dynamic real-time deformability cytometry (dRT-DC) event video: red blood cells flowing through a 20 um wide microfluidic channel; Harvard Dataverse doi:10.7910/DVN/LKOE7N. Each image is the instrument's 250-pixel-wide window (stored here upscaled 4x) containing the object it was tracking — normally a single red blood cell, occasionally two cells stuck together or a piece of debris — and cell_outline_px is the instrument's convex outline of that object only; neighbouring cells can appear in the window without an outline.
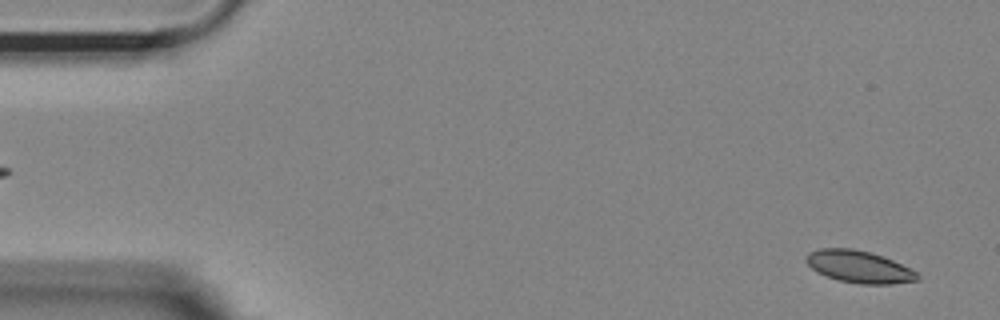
{"species": "Egyptian fruit bat (a non-hibernating species)", "species_latin": "Rousettus aegyptiacus", "temperature_condition": "room temperature", "stored_images_in_passage": 53, "camera_frame_rate_fps": 3000, "um_per_image_px": 0.085, "animal": {"sex": "female"}, "frame": {"image": 1, "passage_image": 2, "time_ms": 0.333, "image_size_px": [1000, 320], "cell_outline_px": [[920, 280], [892, 284], [860, 284], [836, 280], [816, 272], [804, 260], [808, 252], [820, 248], [852, 248], [868, 252], [892, 260], [916, 272], [920, 276]], "centroid_in_image_um": [72.98, 22.68], "position_along_channel_um": 12.0, "area_um2": 20.81}}
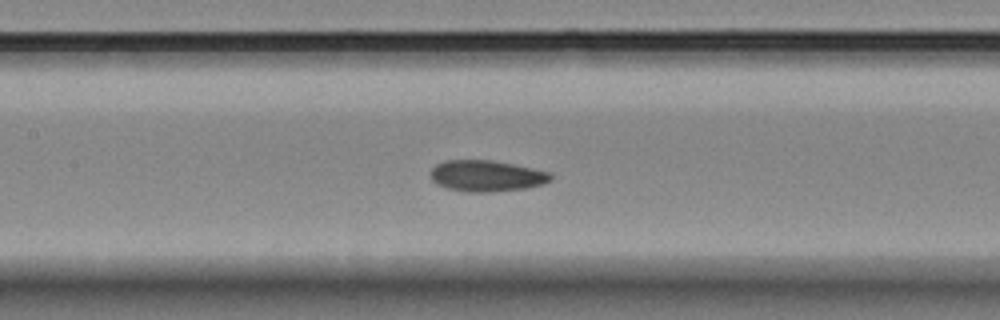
{"frame": {"image": 2, "passage_image": 24, "time_ms": 7.667, "image_size_px": [1000, 320], "cell_outline_px": [[552, 180], [544, 184], [528, 188], [488, 192], [468, 192], [448, 188], [436, 184], [432, 180], [432, 168], [436, 164], [444, 160], [492, 160], [552, 172]], "centroid_in_image_um": [41.39, 14.95], "position_along_channel_um": 166.0, "area_um2": 21.91}}
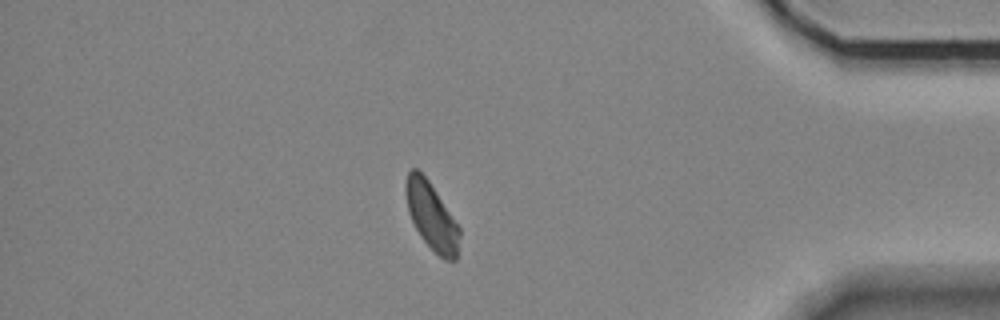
{"frame": {"image": 3, "passage_image": 46, "time_ms": 15.0, "image_size_px": [1000, 320], "cell_outline_px": [[460, 236], [456, 260], [444, 260], [420, 236], [408, 212], [404, 188], [404, 184], [408, 172], [412, 168], [416, 168], [428, 180], [460, 228]], "centroid_in_image_um": [36.66, 18.36], "position_along_channel_um": 398.5, "area_um2": 20.75}, "authors_computed_cell_mechanics": {"area_um2": 21.6172, "velocity_mm_per_s": 3.651, "shape_relaxation_time_tau1_ms": 7.7608, "shape_relaxation_time_tau2_ms": 3.186, "deformation_change_tau1": 0.1088, "deformation_change_tau2": 0.0714}}